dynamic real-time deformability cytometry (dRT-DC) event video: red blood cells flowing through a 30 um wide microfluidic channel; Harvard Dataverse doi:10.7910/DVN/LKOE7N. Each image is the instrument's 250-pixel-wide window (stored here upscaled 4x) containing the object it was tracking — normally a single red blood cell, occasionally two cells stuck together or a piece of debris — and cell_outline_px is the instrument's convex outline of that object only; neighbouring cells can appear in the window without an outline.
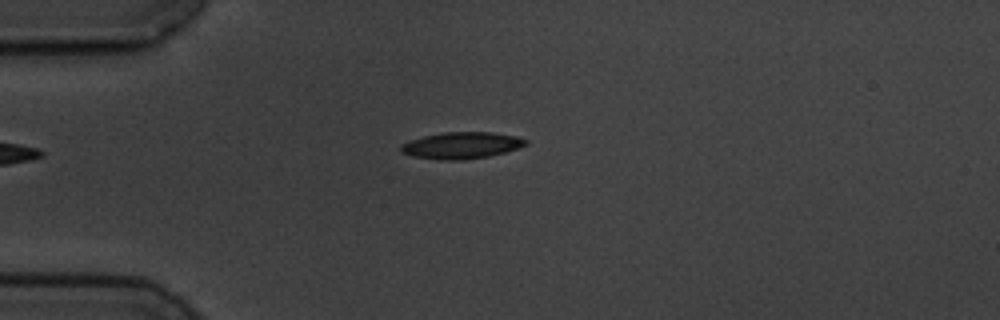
{"species": "common noctule bat (a hibernating species)", "species_latin": "Nyctalus noctula", "temperature_condition": "cold", "stored_images_in_passage": 4, "camera_frame_rate_fps": 3000, "um_per_image_px": 0.085, "animal": {"sex": "male", "body_mass_g": 19.5, "forearm_length_mm": 54.6}, "frame": {"image": 1, "passage_image": 4, "time_ms": 3.333, "image_size_px": [1000, 320], "cell_outline_px": [[528, 144], [504, 152], [488, 156], [460, 160], [440, 160], [416, 156], [400, 152], [400, 144], [424, 136], [444, 132], [492, 132], [516, 136], [528, 140]], "centroid_in_image_um": [39.23, 12.35], "position_along_channel_um": 45.8, "area_um2": 19.13}}